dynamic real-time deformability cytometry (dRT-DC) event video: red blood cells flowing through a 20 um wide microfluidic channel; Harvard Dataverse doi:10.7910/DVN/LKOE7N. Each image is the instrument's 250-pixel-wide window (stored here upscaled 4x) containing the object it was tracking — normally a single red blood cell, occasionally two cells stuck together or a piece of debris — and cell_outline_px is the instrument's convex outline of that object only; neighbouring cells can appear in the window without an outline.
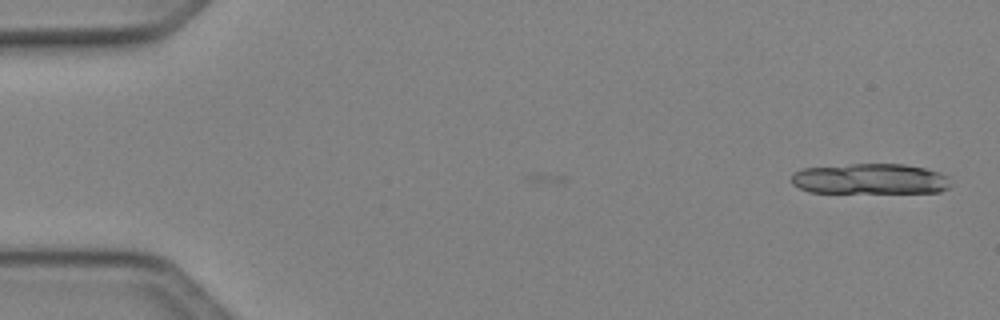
{"species": "Egyptian fruit bat (a non-hibernating species)", "species_latin": "Rousettus aegyptiacus", "temperature_condition": "cold", "stored_images_in_passage": 5, "camera_frame_rate_fps": 3000, "um_per_image_px": 0.085, "animal": {"sex": "female"}, "frame": {"image": 1, "passage_image": 1, "time_ms": 0.0, "image_size_px": [1000, 320], "cell_outline_px": [[952, 184], [948, 188], [940, 192], [808, 192], [792, 184], [792, 172], [804, 168], [848, 164], [904, 164], [924, 168], [940, 172], [948, 176]], "centroid_in_image_um": [73.98, 15.2], "position_along_channel_um": 11.0, "area_um2": 28.44}}